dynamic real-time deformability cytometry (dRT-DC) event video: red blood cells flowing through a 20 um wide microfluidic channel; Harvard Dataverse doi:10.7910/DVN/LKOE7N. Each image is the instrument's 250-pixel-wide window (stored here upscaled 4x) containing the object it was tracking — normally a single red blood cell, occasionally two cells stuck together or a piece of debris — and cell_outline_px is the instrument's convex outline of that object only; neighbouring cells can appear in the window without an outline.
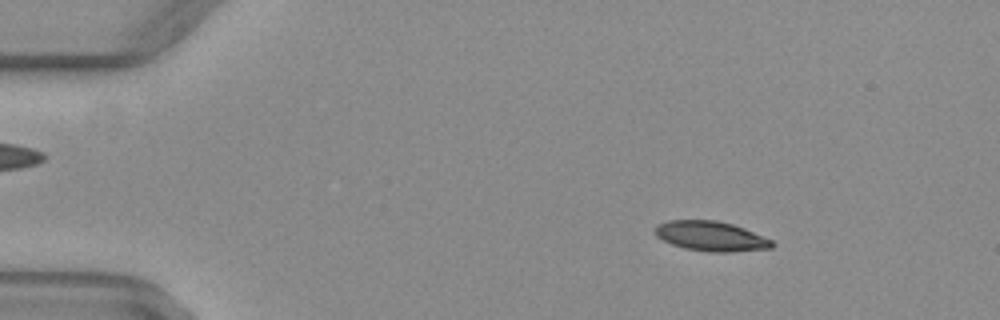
{"species": "common noctule bat (a hibernating species)", "species_latin": "Nyctalus noctula", "temperature_condition": "warm", "stored_images_in_passage": 48, "camera_frame_rate_fps": 3000, "um_per_image_px": 0.085, "animal": {"sex": "female", "body_mass_g": 29.2, "forearm_length_mm": 56.3}, "frame": {"image": 1, "passage_image": 4, "time_ms": 1.0, "image_size_px": [1000, 320], "cell_outline_px": [[776, 244], [772, 248], [732, 252], [708, 252], [684, 248], [672, 244], [656, 236], [652, 228], [656, 224], [668, 220], [716, 220], [732, 224], [744, 228], [772, 240]], "centroid_in_image_um": [60.41, 20.07], "position_along_channel_um": 24.6, "area_um2": 20.52}}
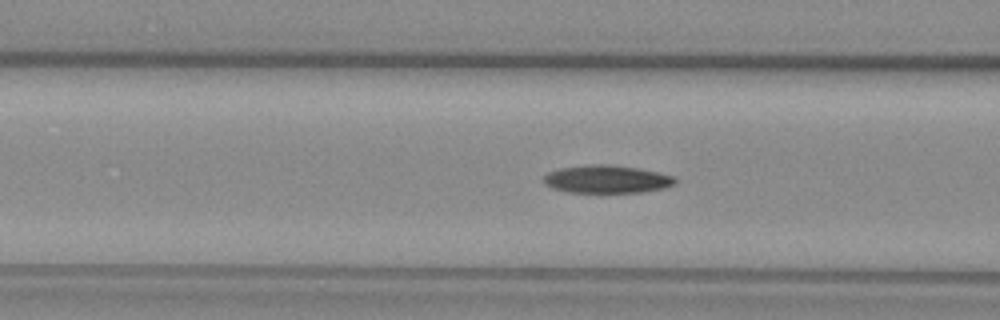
{"frame": {"image": 2, "passage_image": 17, "time_ms": 5.333, "image_size_px": [1000, 320], "cell_outline_px": [[676, 184], [664, 188], [644, 192], [568, 192], [552, 188], [544, 184], [544, 176], [548, 172], [560, 168], [592, 164], [604, 164], [636, 168], [676, 176]], "centroid_in_image_um": [51.58, 15.24], "position_along_channel_um": 115.0, "area_um2": 21.27}}
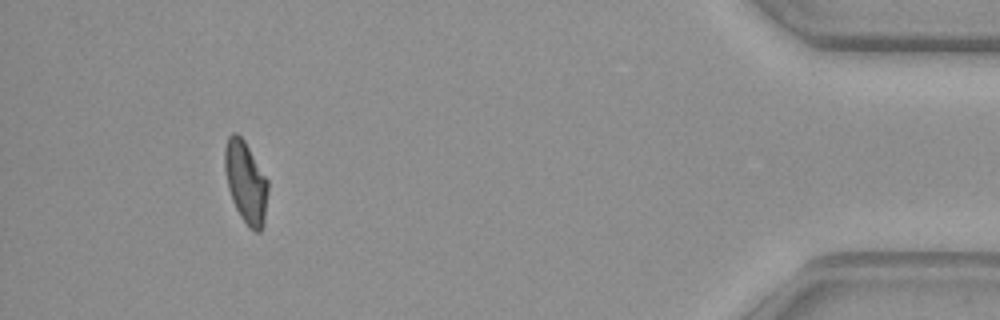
{"frame": {"image": 3, "passage_image": 44, "time_ms": 14.333, "image_size_px": [1000, 320], "cell_outline_px": [[268, 192], [264, 224], [260, 232], [256, 232], [240, 216], [232, 200], [228, 188], [224, 168], [224, 148], [228, 136], [232, 132], [236, 132], [244, 140], [268, 180]], "centroid_in_image_um": [20.88, 15.46], "position_along_channel_um": 414.3, "area_um2": 20.58}}